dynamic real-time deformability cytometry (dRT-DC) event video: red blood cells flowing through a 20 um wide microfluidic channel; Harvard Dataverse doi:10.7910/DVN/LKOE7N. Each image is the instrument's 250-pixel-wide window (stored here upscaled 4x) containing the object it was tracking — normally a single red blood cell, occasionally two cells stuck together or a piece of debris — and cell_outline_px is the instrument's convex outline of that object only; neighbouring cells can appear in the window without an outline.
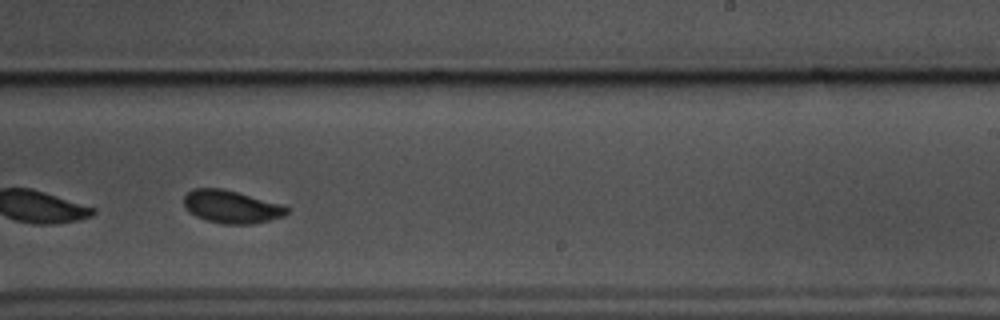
{"species": "common noctule bat (a hibernating species)", "species_latin": "Nyctalus noctula", "temperature_condition": "warm", "stored_images_in_passage": 41, "camera_frame_rate_fps": 3000, "um_per_image_px": 0.085, "animal": {"sex": "male", "body_mass_g": 17.5, "forearm_length_mm": 52.3}, "frame": {"image": 1, "passage_image": 18, "time_ms": 5.667, "image_size_px": [1000, 320], "cell_outline_px": [[292, 208], [284, 216], [252, 224], [224, 224], [208, 220], [196, 216], [188, 212], [184, 208], [184, 196], [192, 188], [220, 188], [284, 204]], "centroid_in_image_um": [19.69, 17.57], "position_along_channel_um": 269.3, "area_um2": 19.77}}
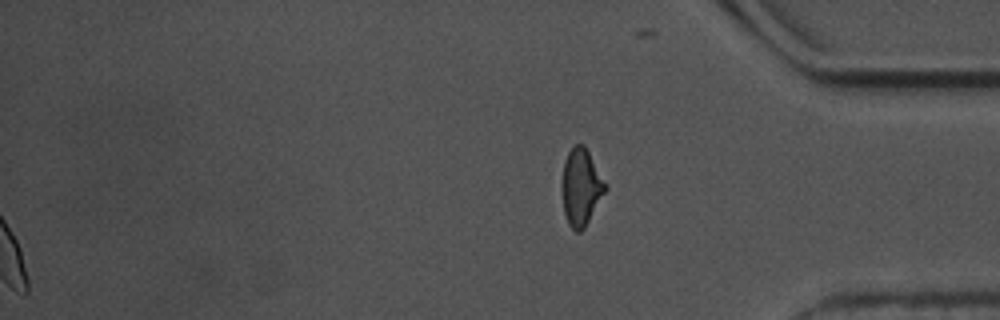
{"frame": {"image": 2, "passage_image": 41, "time_ms": 13.333, "image_size_px": [1000, 320], "cell_outline_px": [[608, 188], [584, 228], [580, 232], [576, 232], [568, 224], [564, 212], [560, 184], [564, 160], [568, 152], [576, 144], [584, 144]], "centroid_in_image_um": [49.36, 15.91], "position_along_channel_um": 385.8, "area_um2": 19.48}, "authors_computed_cell_mechanics": {"area_um2": 19.941, "velocity_mm_per_s": 3.5261, "shape_relaxation_time_tau1_ms": 9.5943, "shape_relaxation_time_tau2_ms": 2.2327, "deformation_change_tau1": 0.2389, "deformation_change_tau2": 0.0654}}